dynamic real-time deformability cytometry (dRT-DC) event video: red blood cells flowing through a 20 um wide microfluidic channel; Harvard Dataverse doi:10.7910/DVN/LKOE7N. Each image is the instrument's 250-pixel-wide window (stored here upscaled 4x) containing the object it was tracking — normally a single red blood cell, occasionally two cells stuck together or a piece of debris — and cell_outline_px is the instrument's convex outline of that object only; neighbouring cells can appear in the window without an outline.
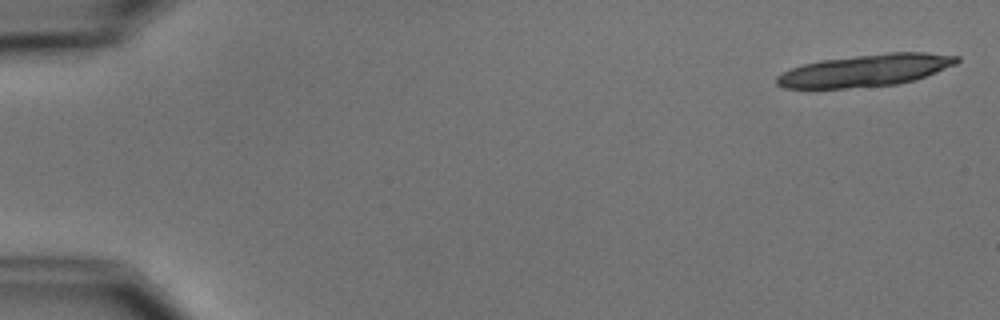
{"species": "common noctule bat (a hibernating species)", "species_latin": "Nyctalus noctula", "temperature_condition": "cold", "stored_images_in_passage": 6, "camera_frame_rate_fps": 3000, "um_per_image_px": 0.085, "animal": {"sex": "male", "body_mass_g": 15.6}, "frame": {"image": 1, "passage_image": 1, "time_ms": 0.0, "image_size_px": [1000, 320], "cell_outline_px": [[960, 60], [956, 64], [916, 80], [900, 84], [844, 88], [784, 88], [776, 84], [776, 76], [792, 68], [804, 64], [820, 60], [888, 52], [928, 52], [960, 56]], "centroid_in_image_um": [73.61, 5.98], "position_along_channel_um": 11.4, "area_um2": 33.76}}